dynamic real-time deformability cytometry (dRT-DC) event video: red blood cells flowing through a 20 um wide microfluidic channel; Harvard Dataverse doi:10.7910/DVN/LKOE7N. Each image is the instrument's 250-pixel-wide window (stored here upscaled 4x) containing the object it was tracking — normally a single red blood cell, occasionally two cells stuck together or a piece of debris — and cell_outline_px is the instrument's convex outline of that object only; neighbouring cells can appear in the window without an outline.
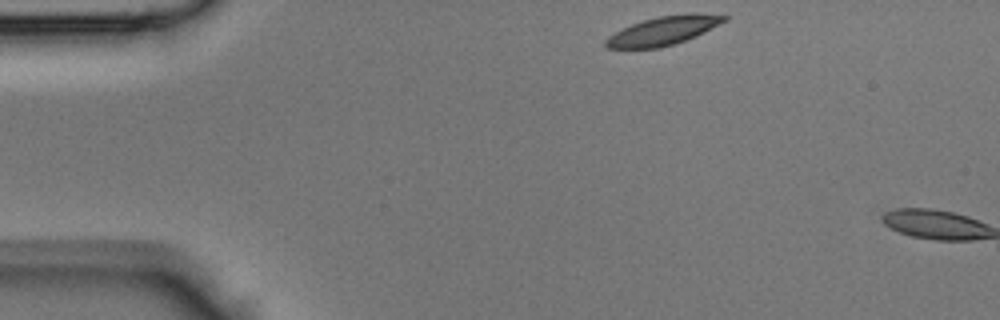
{"species": "Egyptian fruit bat (a non-hibernating species)", "species_latin": "Rousettus aegyptiacus", "temperature_condition": "room temperature", "stored_images_in_passage": 2, "camera_frame_rate_fps": 3000, "um_per_image_px": 0.085, "animal": {"sex": "male"}, "frame": {"image": 1, "passage_image": 1, "time_ms": 0.0, "image_size_px": [1000, 320], "cell_outline_px": [[728, 20], [696, 36], [660, 48], [608, 48], [604, 44], [604, 40], [608, 36], [632, 24], [644, 20], [660, 16], [692, 12], [696, 12], [728, 16]], "centroid_in_image_um": [56.41, 2.6], "position_along_channel_um": 28.6, "area_um2": 19.65}}